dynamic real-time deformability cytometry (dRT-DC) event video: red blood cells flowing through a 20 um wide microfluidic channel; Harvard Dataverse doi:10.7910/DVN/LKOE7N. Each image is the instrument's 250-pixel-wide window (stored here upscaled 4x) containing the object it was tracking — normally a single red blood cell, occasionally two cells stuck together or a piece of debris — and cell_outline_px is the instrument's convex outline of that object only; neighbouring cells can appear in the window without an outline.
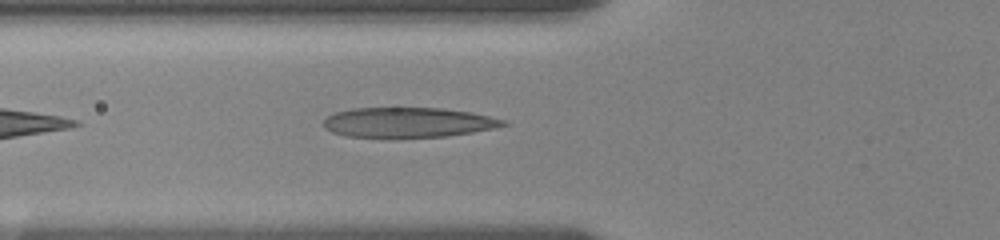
{"species": "human", "species_latin": "Homo sapiens", "temperature_condition": "room temperature", "stored_images_in_passage": 44, "segment_of_instrument_passage": [2, 2], "camera_frame_rate_fps": 3000, "um_per_image_px": 0.085, "donor": {"sex": "female"}, "frame": {"image": 1, "passage_image": 14, "time_ms": 5.333, "image_size_px": [1000, 240], "cell_outline_px": [[508, 124], [496, 128], [472, 132], [444, 136], [396, 140], [388, 140], [348, 136], [332, 132], [324, 128], [324, 120], [328, 116], [336, 112], [352, 108], [440, 108], [472, 112], [508, 120]], "centroid_in_image_um": [34.68, 10.44], "position_along_channel_um": 91.1, "area_um2": 32.43}}
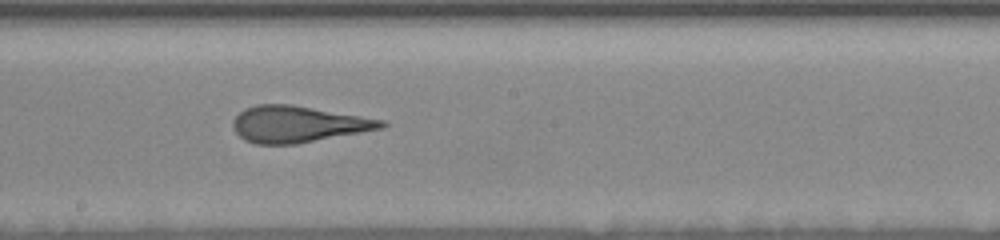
{"frame": {"image": 2, "passage_image": 23, "time_ms": 9.0, "image_size_px": [1000, 240], "cell_outline_px": [[388, 124], [384, 128], [296, 144], [256, 144], [244, 140], [236, 132], [232, 124], [232, 120], [244, 108], [256, 104], [292, 104], [384, 120]], "centroid_in_image_um": [25.31, 10.55], "position_along_channel_um": 222.9, "area_um2": 31.5}}
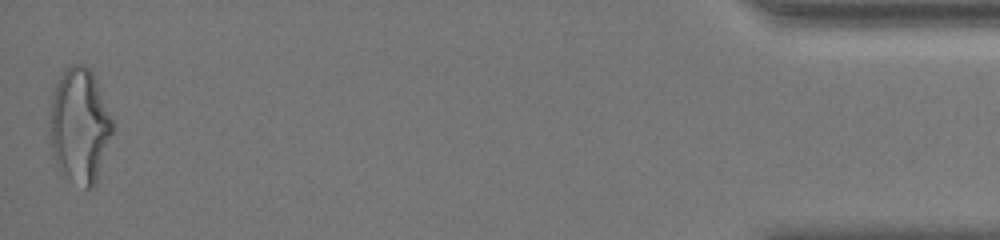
{"frame": {"image": 3, "passage_image": 44, "time_ms": 17.0, "image_size_px": [1000, 240], "cell_outline_px": [[112, 132], [96, 184], [92, 188], [84, 188], [68, 176], [56, 164], [52, 148], [52, 100], [56, 84], [64, 72], [72, 64], [84, 64], [96, 76], [112, 120]], "centroid_in_image_um": [6.81, 10.66], "position_along_channel_um": 428.4, "area_um2": 40.75}}